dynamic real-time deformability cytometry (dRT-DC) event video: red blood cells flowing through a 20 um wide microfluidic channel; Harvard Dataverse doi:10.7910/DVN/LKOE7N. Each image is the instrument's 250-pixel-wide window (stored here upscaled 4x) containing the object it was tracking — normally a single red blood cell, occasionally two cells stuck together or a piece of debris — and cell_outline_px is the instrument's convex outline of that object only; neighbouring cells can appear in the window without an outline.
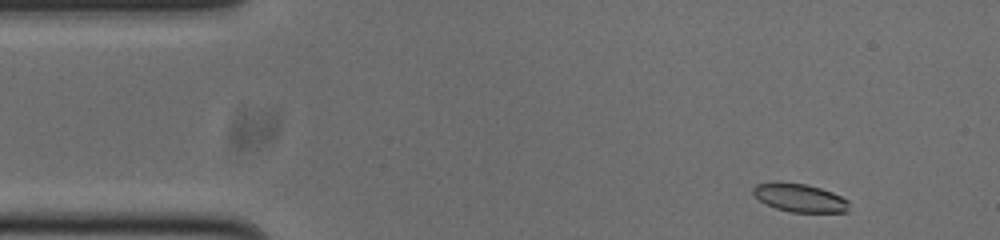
{"species": "common noctule bat (a hibernating species)", "species_latin": "Nyctalus noctula", "temperature_condition": "cold", "stored_images_in_passage": 49, "camera_frame_rate_fps": 3000, "um_per_image_px": 0.085, "animal": {"sex": "male", "body_mass_g": 20.0, "forearm_length_mm": 53.3}, "frame": {"image": 1, "passage_image": 1, "time_ms": 0.0, "image_size_px": [1000, 240], "cell_outline_px": [[848, 212], [788, 212], [764, 204], [752, 192], [752, 188], [756, 184], [772, 180], [780, 180], [808, 184], [832, 192], [848, 200]], "centroid_in_image_um": [67.91, 16.78], "position_along_channel_um": 17.1, "area_um2": 16.24}}
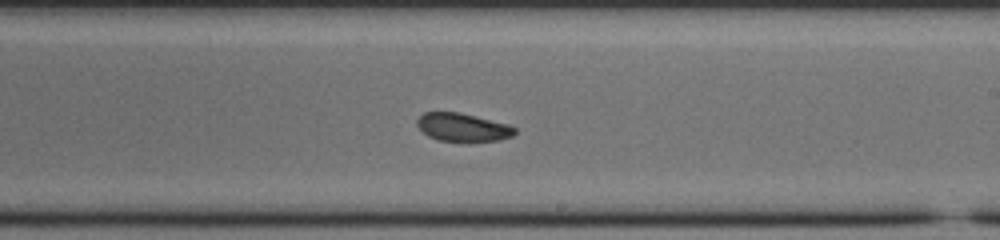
{"frame": {"image": 2, "passage_image": 26, "time_ms": 8.333, "image_size_px": [1000, 240], "cell_outline_px": [[516, 132], [512, 136], [500, 140], [436, 140], [428, 136], [416, 124], [416, 120], [424, 112], [460, 112], [508, 124], [516, 128]], "centroid_in_image_um": [39.33, 10.8], "position_along_channel_um": 249.7, "area_um2": 15.78}}
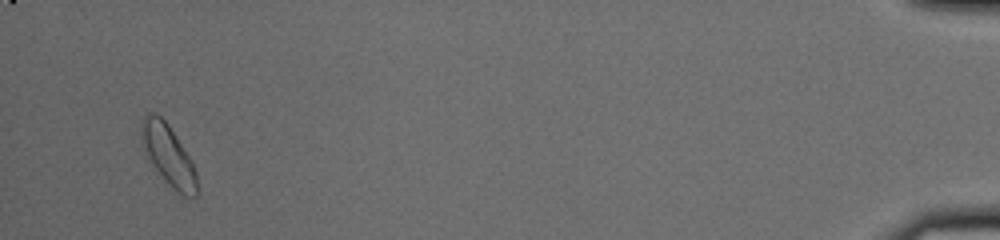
{"frame": {"image": 3, "passage_image": 47, "time_ms": 15.333, "image_size_px": [1000, 240], "cell_outline_px": [[200, 192], [196, 196], [184, 196], [172, 188], [148, 160], [144, 152], [140, 136], [144, 116], [148, 112], [156, 112], [168, 124], [188, 156], [196, 172]], "centroid_in_image_um": [14.3, 13.21], "position_along_channel_um": 420.9, "area_um2": 19.48}, "authors_computed_cell_mechanics": {"area_um2": 17.2822, "velocity_mm_per_s": 3.7485, "shape_relaxation_time_tau1_ms": 1.7033, "shape_relaxation_time_tau2_ms": 5.3938, "deformation_change_tau1": 0.0727, "deformation_change_tau2": 0.0961}}